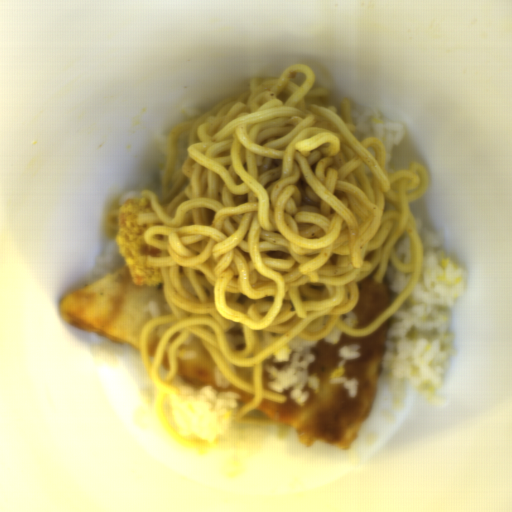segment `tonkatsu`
<instances>
[{
  "label": "tonkatsu",
  "mask_w": 512,
  "mask_h": 512,
  "mask_svg": "<svg viewBox=\"0 0 512 512\" xmlns=\"http://www.w3.org/2000/svg\"><path fill=\"white\" fill-rule=\"evenodd\" d=\"M144 211L140 199L127 198L119 207L115 232L117 247L131 272L132 283L140 287L163 283L160 268H149L146 264L147 257H161L162 252L143 239L149 225H138V217Z\"/></svg>",
  "instance_id": "1"
}]
</instances>
